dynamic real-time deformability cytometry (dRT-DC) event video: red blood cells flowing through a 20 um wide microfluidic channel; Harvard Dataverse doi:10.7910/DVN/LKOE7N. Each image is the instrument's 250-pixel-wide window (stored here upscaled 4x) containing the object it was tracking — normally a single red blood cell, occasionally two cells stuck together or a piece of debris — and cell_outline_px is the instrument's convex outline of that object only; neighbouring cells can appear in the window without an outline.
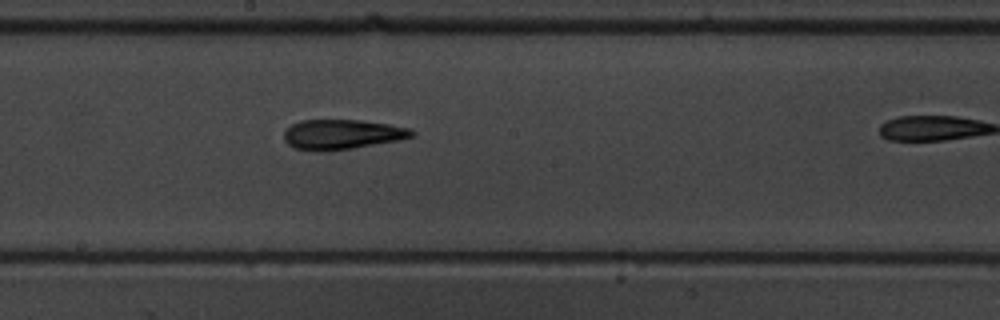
{"species": "common noctule bat (a hibernating species)", "species_latin": "Nyctalus noctula", "temperature_condition": "warm", "stored_images_in_passage": 23, "camera_frame_rate_fps": 3000, "um_per_image_px": 0.085, "animal": {"sex": "male", "body_mass_g": 19.5, "forearm_length_mm": 54.6}, "frame": {"image": 1, "passage_image": 10, "time_ms": 3.0, "image_size_px": [1000, 320], "cell_outline_px": [[416, 132], [412, 136], [400, 140], [328, 152], [296, 148], [288, 144], [284, 140], [284, 132], [292, 124], [300, 120], [360, 120], [388, 124], [412, 128]], "centroid_in_image_um": [29.09, 11.42], "position_along_channel_um": 219.1, "area_um2": 22.25}}